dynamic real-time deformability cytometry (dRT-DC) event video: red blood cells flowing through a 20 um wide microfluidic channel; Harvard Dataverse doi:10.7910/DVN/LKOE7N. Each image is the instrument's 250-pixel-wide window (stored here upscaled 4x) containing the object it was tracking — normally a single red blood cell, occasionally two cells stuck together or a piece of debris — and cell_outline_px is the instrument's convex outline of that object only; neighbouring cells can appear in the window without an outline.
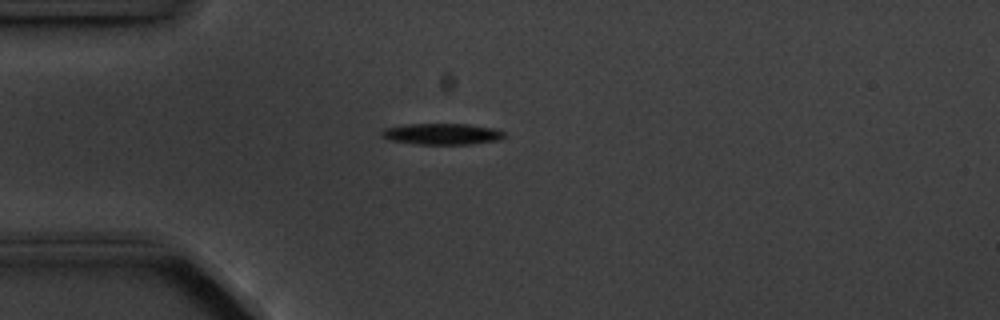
{"species": "common noctule bat (a hibernating species)", "species_latin": "Nyctalus noctula", "temperature_condition": "cold", "stored_images_in_passage": 6, "camera_frame_rate_fps": 3000, "um_per_image_px": 0.085, "animal": {"sex": "male", "body_mass_g": 20.1, "forearm_length_mm": 53.5}, "frame": {"image": 1, "passage_image": 3, "time_ms": 2.333, "image_size_px": [1000, 320], "cell_outline_px": [[508, 136], [500, 140], [472, 144], [416, 144], [392, 140], [380, 136], [380, 132], [384, 128], [404, 124], [468, 124], [496, 128], [504, 132]], "centroid_in_image_um": [37.61, 11.38], "position_along_channel_um": 47.4, "area_um2": 15.37}}